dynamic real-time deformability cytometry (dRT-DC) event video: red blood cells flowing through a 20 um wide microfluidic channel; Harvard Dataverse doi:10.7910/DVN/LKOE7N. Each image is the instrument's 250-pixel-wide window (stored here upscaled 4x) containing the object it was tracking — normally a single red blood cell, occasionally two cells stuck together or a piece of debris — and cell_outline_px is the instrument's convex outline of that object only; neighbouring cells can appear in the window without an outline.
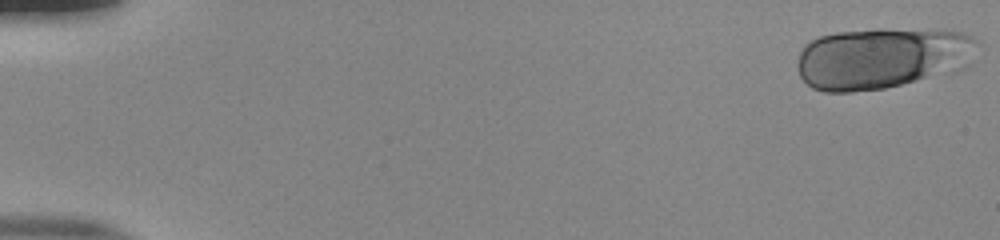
{"species": "human", "species_latin": "Homo sapiens", "temperature_condition": "room temperature", "stored_images_in_passage": 52, "camera_frame_rate_fps": 3000, "um_per_image_px": 0.085, "donor": {"sex": "male"}, "frame": {"image": 1, "passage_image": 1, "time_ms": 0.0, "image_size_px": [1000, 240], "cell_outline_px": [[984, 44], [924, 76], [900, 84], [884, 88], [852, 92], [824, 92], [812, 88], [800, 76], [796, 64], [800, 52], [804, 44], [820, 36], [836, 32], [876, 28], [884, 28], [964, 32], [980, 40]], "centroid_in_image_um": [74.66, 4.88], "position_along_channel_um": 10.3, "area_um2": 61.56}}
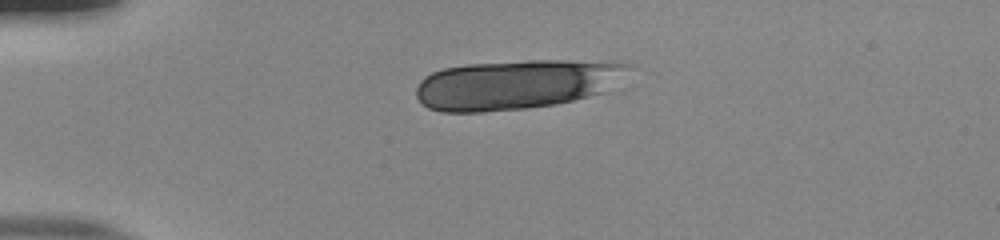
{"frame": {"image": 2, "passage_image": 13, "time_ms": 4.0, "image_size_px": [1000, 240], "cell_outline_px": [[632, 64], [628, 68], [600, 92], [588, 96], [556, 104], [524, 108], [484, 112], [440, 112], [428, 108], [416, 96], [416, 88], [420, 80], [424, 76], [432, 72], [444, 68], [468, 64], [528, 60], [564, 60]], "centroid_in_image_um": [43.7, 7.18], "position_along_channel_um": 41.3, "area_um2": 60.23}}